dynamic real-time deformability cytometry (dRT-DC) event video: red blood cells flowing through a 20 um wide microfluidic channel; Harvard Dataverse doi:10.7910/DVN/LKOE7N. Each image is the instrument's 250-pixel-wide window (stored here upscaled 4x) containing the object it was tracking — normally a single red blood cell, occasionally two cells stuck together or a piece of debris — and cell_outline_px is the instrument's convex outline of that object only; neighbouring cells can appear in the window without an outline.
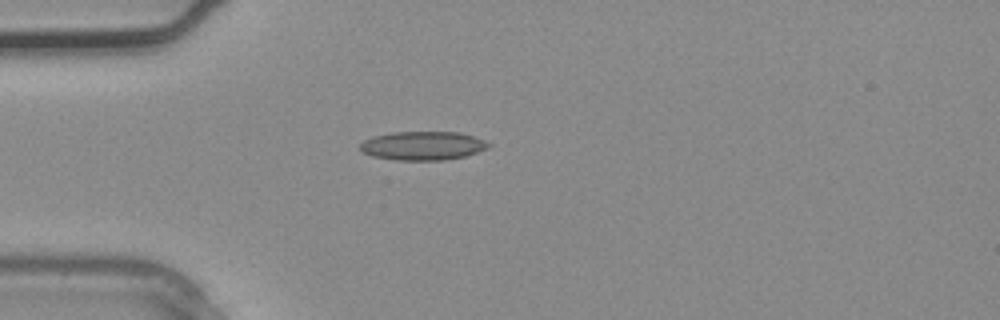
{"species": "common noctule bat (a hibernating species)", "species_latin": "Nyctalus noctula", "temperature_condition": "warm", "stored_images_in_passage": 1, "camera_frame_rate_fps": 3000, "um_per_image_px": 0.085, "animal": {"sex": "male", "body_mass_g": 20.4}, "frame": {"image": 1, "passage_image": 1, "time_ms": 0.0, "image_size_px": [1000, 320], "cell_outline_px": [[492, 144], [488, 148], [464, 156], [444, 160], [396, 160], [372, 156], [364, 152], [360, 148], [360, 144], [364, 140], [372, 136], [392, 132], [460, 132], [484, 140]], "centroid_in_image_um": [35.93, 12.38], "position_along_channel_um": 49.1, "area_um2": 21.44}}